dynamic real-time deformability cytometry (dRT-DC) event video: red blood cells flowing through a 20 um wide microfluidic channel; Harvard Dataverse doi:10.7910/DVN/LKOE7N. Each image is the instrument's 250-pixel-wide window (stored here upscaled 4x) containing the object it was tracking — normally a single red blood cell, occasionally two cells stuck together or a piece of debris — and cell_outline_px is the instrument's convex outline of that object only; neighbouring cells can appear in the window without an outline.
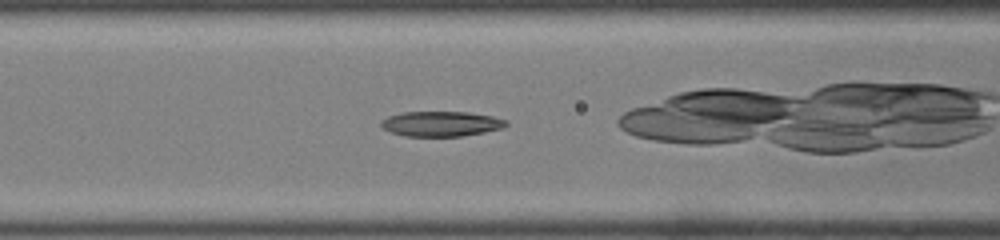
{"species": "common noctule bat (a hibernating species)", "species_latin": "Nyctalus noctula", "temperature_condition": "room temperature", "stored_images_in_passage": 45, "camera_frame_rate_fps": 3000, "um_per_image_px": 0.085, "animal": {"sex": "male", "body_mass_g": 19.0, "forearm_length_mm": 50.8}, "frame": {"image": 1, "passage_image": 17, "time_ms": 5.333, "image_size_px": [1000, 240], "cell_outline_px": [[508, 124], [500, 128], [484, 132], [460, 136], [404, 136], [392, 132], [384, 128], [380, 124], [380, 120], [388, 116], [400, 112], [468, 112], [492, 116], [508, 120]], "centroid_in_image_um": [37.47, 10.51], "position_along_channel_um": 129.1, "area_um2": 18.21}}
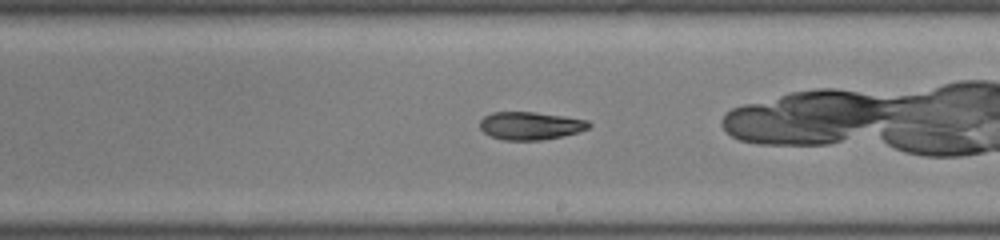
{"frame": {"image": 2, "passage_image": 25, "time_ms": 8.0, "image_size_px": [1000, 240], "cell_outline_px": [[592, 124], [588, 128], [564, 136], [544, 140], [504, 140], [492, 136], [484, 132], [480, 128], [480, 120], [484, 116], [492, 112], [536, 112], [564, 116], [588, 120]], "centroid_in_image_um": [45.09, 10.68], "position_along_channel_um": 243.9, "area_um2": 17.74}}
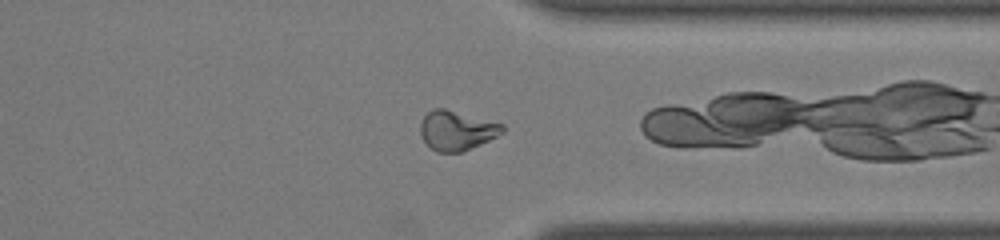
{"frame": {"image": 3, "passage_image": 34, "time_ms": 11.0, "image_size_px": [1000, 240], "cell_outline_px": [[504, 132], [480, 144], [460, 152], [436, 152], [420, 136], [420, 124], [424, 116], [432, 108], [444, 108], [504, 124]], "centroid_in_image_um": [38.8, 11.08], "position_along_channel_um": 372.6, "area_um2": 18.73}, "authors_computed_cell_mechanics": {"area_um2": 18.7272, "velocity_mm_per_s": 4.3212, "shape_relaxation_time_tau1_ms": 10.9217, "shape_relaxation_time_tau2_ms": 3.0336, "deformation_change_tau1": 0.2872, "deformation_change_tau2": 0.0868}}